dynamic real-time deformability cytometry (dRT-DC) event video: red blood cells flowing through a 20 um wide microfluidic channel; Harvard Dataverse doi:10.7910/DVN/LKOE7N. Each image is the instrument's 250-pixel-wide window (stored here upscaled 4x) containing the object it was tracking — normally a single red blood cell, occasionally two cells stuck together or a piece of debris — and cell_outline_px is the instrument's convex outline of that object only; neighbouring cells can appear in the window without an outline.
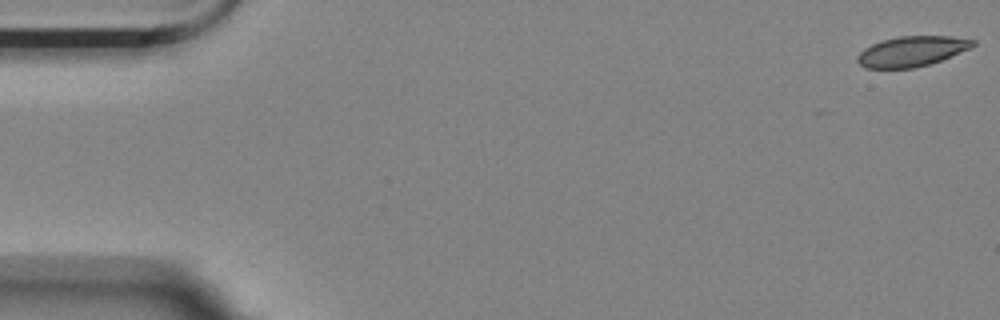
{"species": "Egyptian fruit bat (a non-hibernating species)", "species_latin": "Rousettus aegyptiacus", "temperature_condition": "room temperature", "stored_images_in_passage": 12, "camera_frame_rate_fps": 3000, "um_per_image_px": 0.085, "animal": {"sex": "female"}, "frame": {"image": 1, "passage_image": 1, "time_ms": 0.0, "image_size_px": [1000, 320], "cell_outline_px": [[976, 44], [972, 48], [940, 60], [928, 64], [912, 68], [864, 68], [856, 60], [856, 56], [864, 48], [880, 40], [900, 36], [952, 36], [976, 40]], "centroid_in_image_um": [77.5, 4.35], "position_along_channel_um": 7.5, "area_um2": 20.4}}